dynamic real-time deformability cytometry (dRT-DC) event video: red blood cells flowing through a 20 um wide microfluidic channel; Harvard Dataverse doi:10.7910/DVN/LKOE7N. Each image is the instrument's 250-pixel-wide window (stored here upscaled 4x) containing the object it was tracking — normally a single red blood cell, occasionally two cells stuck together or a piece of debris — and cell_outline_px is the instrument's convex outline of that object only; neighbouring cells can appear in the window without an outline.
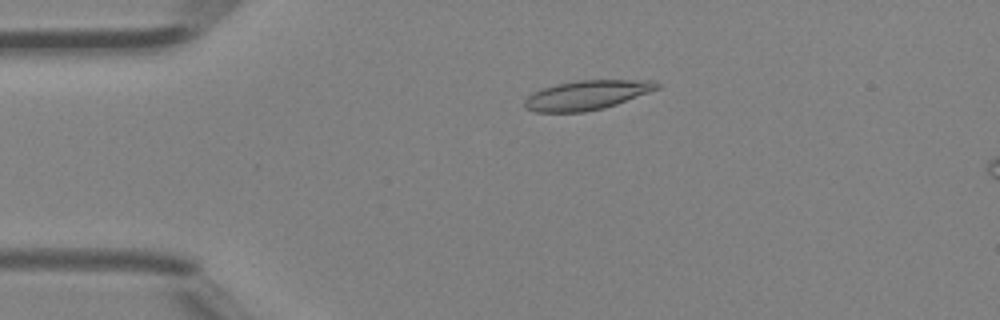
{"species": "Egyptian fruit bat (a non-hibernating species)", "species_latin": "Rousettus aegyptiacus", "temperature_condition": "room temperature", "stored_images_in_passage": 5, "segment_of_instrument_passage": [1, 2], "camera_frame_rate_fps": 3000, "um_per_image_px": 0.085, "animal": {"sex": "female"}, "frame": {"image": 1, "passage_image": 3, "time_ms": 0.667, "image_size_px": [1000, 320], "cell_outline_px": [[660, 88], [616, 104], [604, 108], [584, 112], [532, 112], [524, 108], [524, 100], [532, 92], [540, 88], [556, 84], [576, 80], [652, 80], [660, 84]], "centroid_in_image_um": [49.83, 8.08], "position_along_channel_um": 35.2, "area_um2": 22.83}}